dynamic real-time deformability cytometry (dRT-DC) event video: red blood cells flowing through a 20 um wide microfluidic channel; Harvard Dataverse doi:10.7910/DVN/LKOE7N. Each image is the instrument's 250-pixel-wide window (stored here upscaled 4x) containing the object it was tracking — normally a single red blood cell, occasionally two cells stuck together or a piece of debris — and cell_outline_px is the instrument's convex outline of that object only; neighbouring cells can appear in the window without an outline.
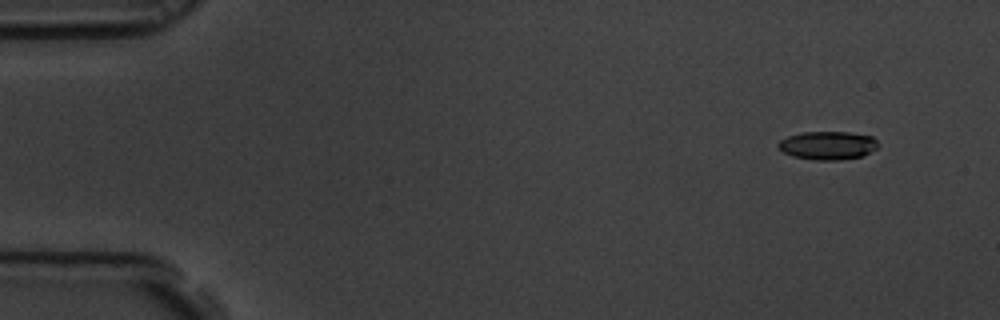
{"species": "common noctule bat (a hibernating species)", "species_latin": "Nyctalus noctula", "temperature_condition": "room temperature", "stored_images_in_passage": 54, "camera_frame_rate_fps": 3000, "um_per_image_px": 0.085, "animal": {"sex": "male", "body_mass_g": 19.5, "forearm_length_mm": 54.6}, "frame": {"image": 1, "passage_image": 1, "time_ms": 0.0, "image_size_px": [1000, 320], "cell_outline_px": [[880, 144], [876, 148], [860, 156], [840, 160], [812, 160], [792, 156], [784, 152], [776, 144], [780, 140], [788, 136], [804, 132], [848, 132], [872, 136]], "centroid_in_image_um": [70.34, 12.36], "position_along_channel_um": 14.7, "area_um2": 16.42}}
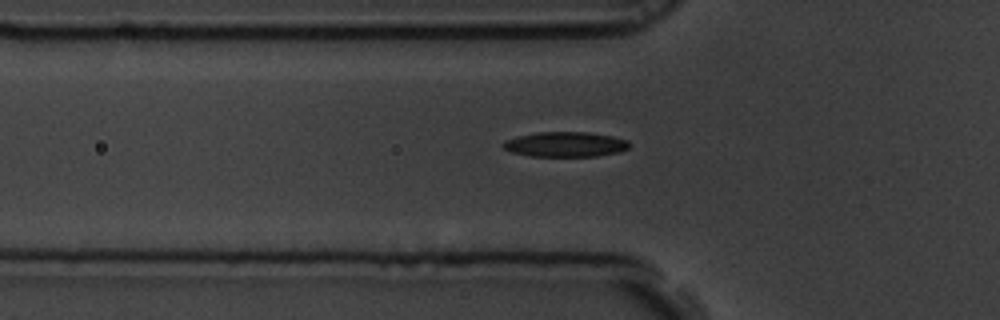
{"frame": {"image": 2, "passage_image": 16, "time_ms": 5.0, "image_size_px": [1000, 320], "cell_outline_px": [[628, 148], [620, 152], [596, 156], [532, 156], [512, 152], [504, 148], [500, 144], [504, 140], [516, 136], [536, 132], [588, 132], [612, 136], [628, 140]], "centroid_in_image_um": [48.02, 12.26], "position_along_channel_um": 77.8, "area_um2": 18.44}}
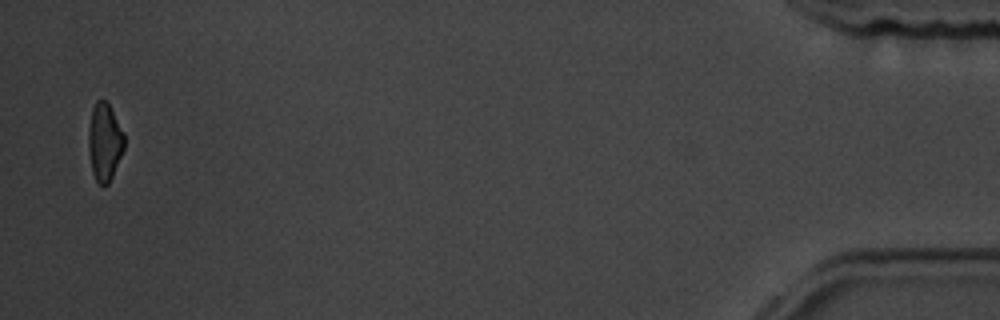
{"frame": {"image": 3, "passage_image": 53, "time_ms": 17.333, "image_size_px": [1000, 320], "cell_outline_px": [[124, 148], [112, 176], [108, 184], [100, 184], [96, 180], [92, 172], [88, 148], [88, 132], [92, 108], [96, 100], [104, 100], [108, 104], [124, 132]], "centroid_in_image_um": [8.88, 12.06], "position_along_channel_um": 426.3, "area_um2": 16.01}, "authors_computed_cell_mechanics": {"area_um2": 17.5134, "velocity_mm_per_s": 3.5463, "shape_relaxation_time_tau1_ms": 4.018, "shape_relaxation_time_tau2_ms": null, "deformation_change_tau1": 0.1473, "deformation_change_tau2": null}}